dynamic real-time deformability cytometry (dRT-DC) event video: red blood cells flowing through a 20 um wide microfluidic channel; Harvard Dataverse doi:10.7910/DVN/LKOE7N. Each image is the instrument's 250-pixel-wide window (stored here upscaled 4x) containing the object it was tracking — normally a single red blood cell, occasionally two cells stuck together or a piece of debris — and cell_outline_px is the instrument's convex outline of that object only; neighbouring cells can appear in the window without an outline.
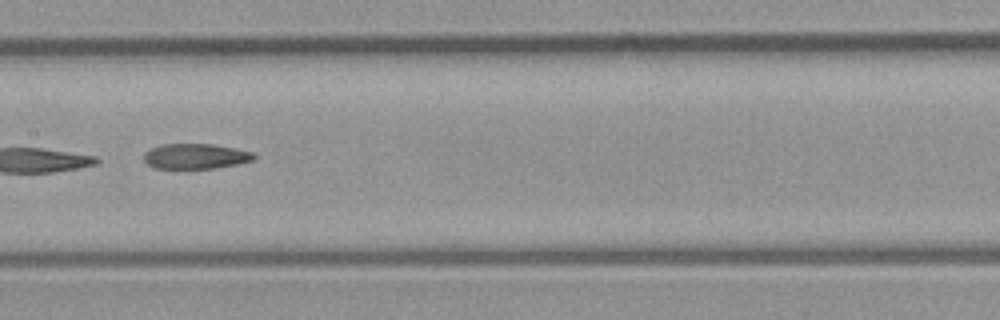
{"species": "common noctule bat (a hibernating species)", "species_latin": "Nyctalus noctula", "temperature_condition": "room temperature", "stored_images_in_passage": 31, "camera_frame_rate_fps": 3000, "um_per_image_px": 0.085, "animal": {"sex": "male", "body_mass_g": 23.1, "forearm_length_mm": 52.7}, "frame": {"image": 1, "passage_image": 10, "time_ms": 3.0, "image_size_px": [1000, 320], "cell_outline_px": [[256, 156], [252, 160], [236, 164], [212, 168], [156, 168], [148, 164], [144, 160], [144, 152], [160, 144], [212, 144], [236, 148], [252, 152]], "centroid_in_image_um": [16.6, 13.27], "position_along_channel_um": 190.8, "area_um2": 16.01}}